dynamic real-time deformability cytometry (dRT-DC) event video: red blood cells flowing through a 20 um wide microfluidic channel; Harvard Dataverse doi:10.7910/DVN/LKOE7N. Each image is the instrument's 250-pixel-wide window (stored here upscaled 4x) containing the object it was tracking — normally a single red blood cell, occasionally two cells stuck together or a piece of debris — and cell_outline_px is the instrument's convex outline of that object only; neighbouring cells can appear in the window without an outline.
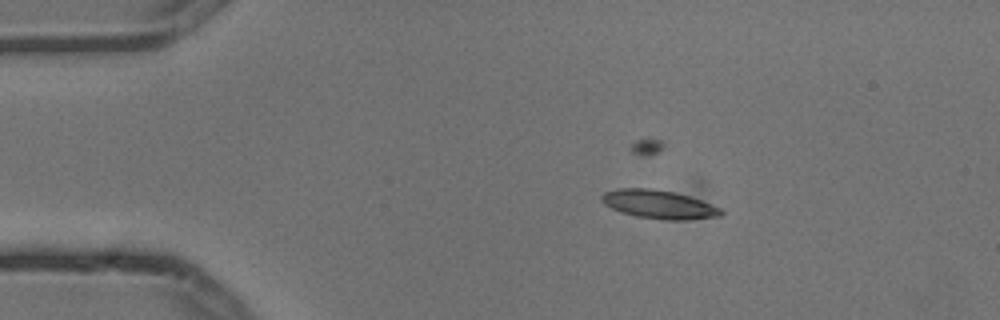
{"species": "common noctule bat (a hibernating species)", "species_latin": "Nyctalus noctula", "temperature_condition": "cold", "stored_images_in_passage": 5, "camera_frame_rate_fps": 3000, "um_per_image_px": 0.085, "animal": {"sex": "male", "body_mass_g": 13.3}, "frame": {"image": 1, "passage_image": 2, "time_ms": 0.333, "image_size_px": [1000, 320], "cell_outline_px": [[724, 212], [720, 216], [684, 220], [664, 220], [636, 216], [620, 212], [604, 204], [600, 200], [600, 196], [604, 192], [616, 188], [648, 188], [676, 192], [700, 200], [720, 208]], "centroid_in_image_um": [55.96, 17.37], "position_along_channel_um": 29.0, "area_um2": 19.88}}
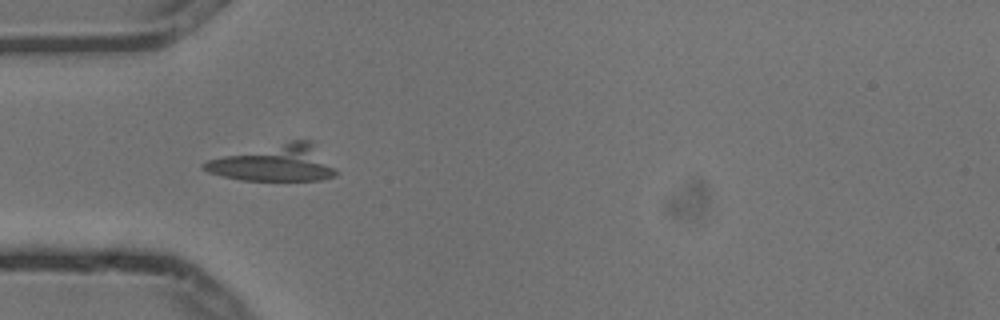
{"frame": {"image": 2, "passage_image": 4, "time_ms": 1.0, "image_size_px": [1000, 320], "cell_outline_px": [[340, 172], [336, 176], [320, 180], [240, 180], [208, 172], [200, 168], [200, 164], [208, 160], [224, 156], [292, 140], [308, 140]], "centroid_in_image_um": [23.35, 13.89], "position_along_channel_um": 61.7, "area_um2": 27.57}}
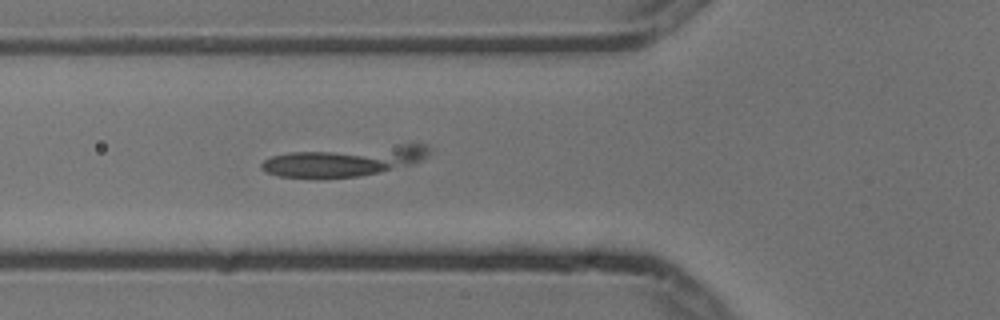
{"frame": {"image": 3, "passage_image": 5, "time_ms": 1.333, "image_size_px": [1000, 320], "cell_outline_px": [[428, 152], [420, 160], [408, 164], [360, 176], [320, 180], [312, 180], [276, 176], [260, 168], [260, 164], [264, 160], [272, 156], [292, 152], [404, 144], [428, 144]], "centroid_in_image_um": [29.14, 13.73], "position_along_channel_um": 96.7, "area_um2": 29.25}}